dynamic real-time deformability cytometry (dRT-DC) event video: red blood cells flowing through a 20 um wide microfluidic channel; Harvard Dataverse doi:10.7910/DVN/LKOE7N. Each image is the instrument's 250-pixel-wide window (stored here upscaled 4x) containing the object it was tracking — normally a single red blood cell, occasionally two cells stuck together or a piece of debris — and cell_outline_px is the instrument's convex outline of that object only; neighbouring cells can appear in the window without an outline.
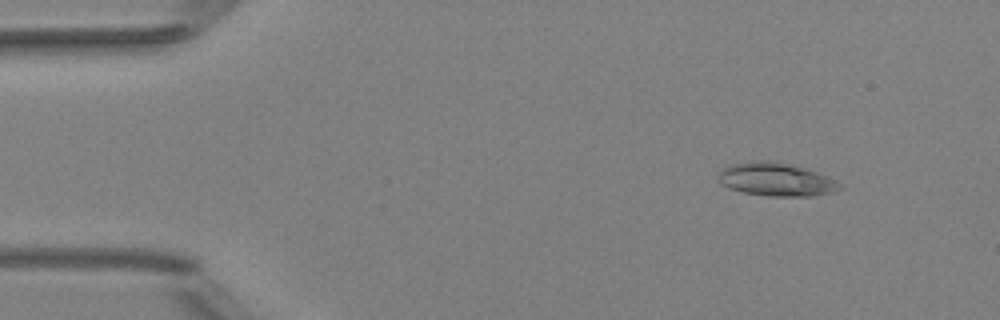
{"species": "Egyptian fruit bat (a non-hibernating species)", "species_latin": "Rousettus aegyptiacus", "temperature_condition": "room temperature", "stored_images_in_passage": 4, "camera_frame_rate_fps": 3000, "um_per_image_px": 0.085, "animal": {"sex": "female"}, "frame": {"image": 1, "passage_image": 1, "time_ms": 0.0, "image_size_px": [1000, 320], "cell_outline_px": [[844, 188], [832, 192], [812, 196], [768, 196], [744, 192], [728, 188], [720, 184], [720, 172], [728, 164], [748, 160], [780, 160], [816, 172], [836, 180], [844, 184]], "centroid_in_image_um": [65.99, 15.23], "position_along_channel_um": 19.0, "area_um2": 23.93}}
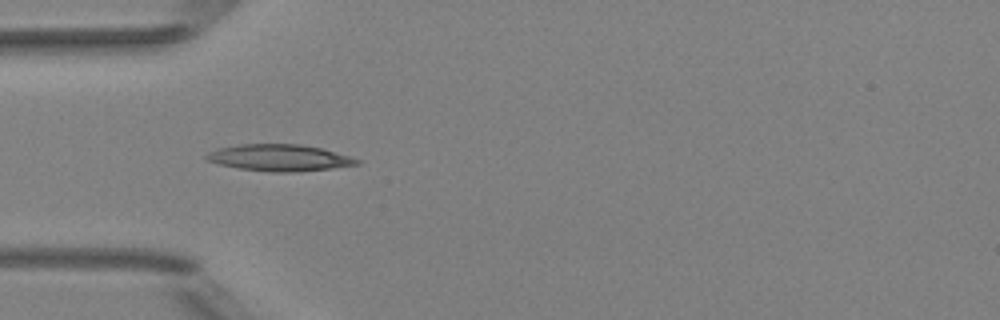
{"frame": {"image": 2, "passage_image": 3, "time_ms": 0.667, "image_size_px": [1000, 320], "cell_outline_px": [[360, 164], [332, 168], [288, 172], [272, 172], [240, 168], [220, 164], [208, 160], [204, 156], [208, 152], [216, 148], [240, 144], [300, 144], [320, 148], [348, 156], [360, 160]], "centroid_in_image_um": [23.71, 13.4], "position_along_channel_um": 61.3, "area_um2": 23.0}}
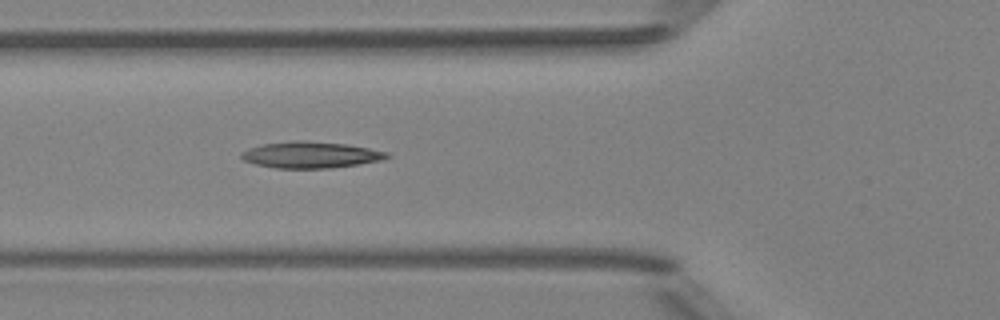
{"frame": {"image": 3, "passage_image": 4, "time_ms": 1.0, "image_size_px": [1000, 320], "cell_outline_px": [[392, 156], [380, 160], [356, 164], [328, 168], [276, 168], [256, 164], [244, 160], [240, 156], [240, 152], [248, 148], [260, 144], [292, 140], [304, 140], [348, 144], [388, 152]], "centroid_in_image_um": [26.36, 13.14], "position_along_channel_um": 99.4, "area_um2": 22.43}}